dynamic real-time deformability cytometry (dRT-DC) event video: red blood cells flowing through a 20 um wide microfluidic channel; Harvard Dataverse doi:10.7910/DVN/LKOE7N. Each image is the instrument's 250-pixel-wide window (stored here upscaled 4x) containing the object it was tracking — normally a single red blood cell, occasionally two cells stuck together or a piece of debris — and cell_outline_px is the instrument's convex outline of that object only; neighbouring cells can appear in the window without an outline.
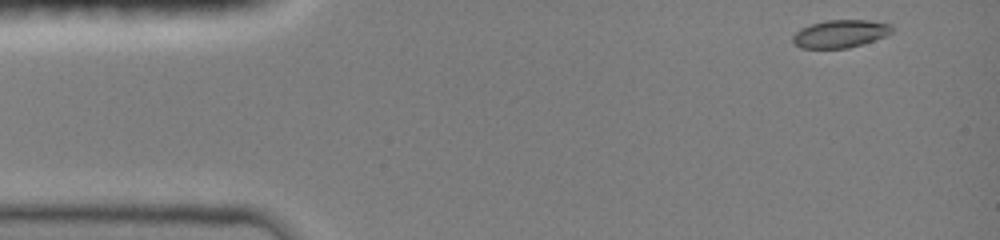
{"species": "common noctule bat (a hibernating species)", "species_latin": "Nyctalus noctula", "temperature_condition": "room temperature", "stored_images_in_passage": 33, "camera_frame_rate_fps": 3000, "um_per_image_px": 0.085, "animal": {"sex": "female", "body_mass_g": 19.0, "forearm_length_mm": 51.5}, "frame": {"image": 1, "passage_image": 1, "time_ms": 0.0, "image_size_px": [1000, 240], "cell_outline_px": [[892, 32], [884, 36], [848, 48], [800, 48], [792, 40], [792, 36], [800, 28], [812, 24], [828, 20], [868, 20], [892, 24]], "centroid_in_image_um": [71.4, 2.86], "position_along_channel_um": 13.6, "area_um2": 15.84}}
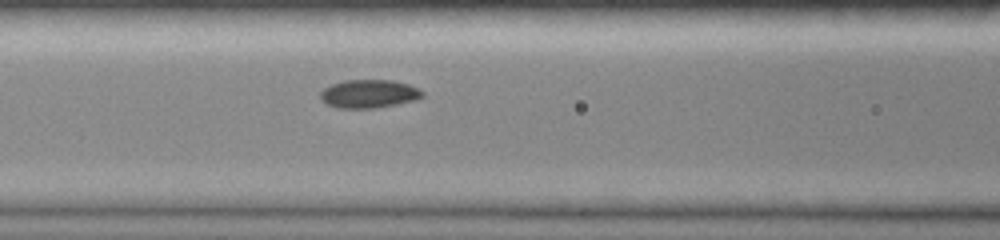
{"frame": {"image": 2, "passage_image": 14, "time_ms": 4.333, "image_size_px": [1000, 240], "cell_outline_px": [[424, 96], [416, 100], [376, 108], [336, 108], [320, 100], [320, 92], [324, 88], [332, 84], [344, 80], [392, 80], [408, 84], [424, 92]], "centroid_in_image_um": [31.34, 7.97], "position_along_channel_um": 135.3, "area_um2": 16.88}}
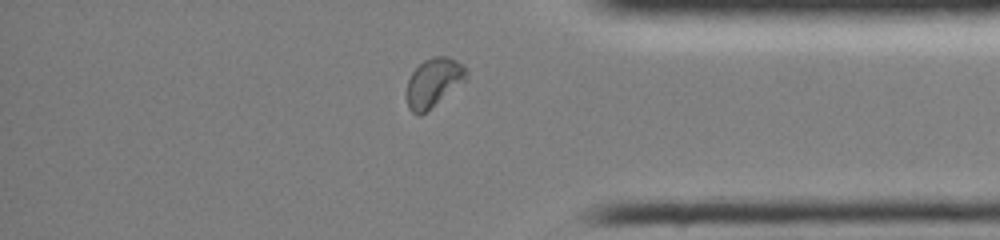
{"frame": {"image": 3, "passage_image": 28, "time_ms": 9.0, "image_size_px": [1000, 240], "cell_outline_px": [[468, 76], [464, 80], [420, 116], [416, 116], [408, 108], [408, 80], [412, 72], [424, 60], [432, 56], [448, 56], [464, 64], [468, 72]], "centroid_in_image_um": [36.86, 6.98], "position_along_channel_um": 398.3, "area_um2": 16.59}, "authors_computed_cell_mechanics": {"area_um2": 16.4152, "velocity_mm_per_s": 4.0947, "shape_relaxation_time_tau1_ms": 4.6792, "shape_relaxation_time_tau2_ms": 4.4907, "deformation_change_tau1": 0.1238, "deformation_change_tau2": 0.0576}}